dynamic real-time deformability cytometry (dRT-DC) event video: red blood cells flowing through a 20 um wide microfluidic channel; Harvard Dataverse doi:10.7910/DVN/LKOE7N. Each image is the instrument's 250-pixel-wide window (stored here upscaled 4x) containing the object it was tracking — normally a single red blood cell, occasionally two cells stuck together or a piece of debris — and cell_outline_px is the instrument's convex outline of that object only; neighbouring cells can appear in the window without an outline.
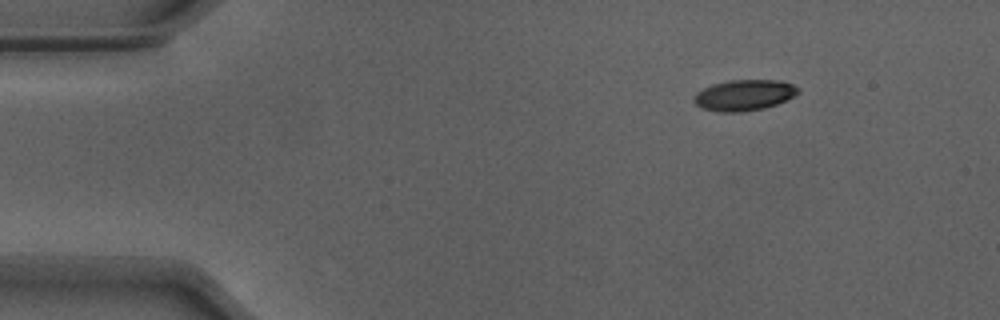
{"species": "Egyptian fruit bat (a non-hibernating species)", "species_latin": "Rousettus aegyptiacus", "temperature_condition": "warm", "stored_images_in_passage": 7, "camera_frame_rate_fps": 3000, "um_per_image_px": 0.085, "animal": {"sex": "male"}, "frame": {"image": 1, "passage_image": 1, "time_ms": 0.0, "image_size_px": [1000, 320], "cell_outline_px": [[800, 92], [776, 104], [764, 108], [740, 112], [720, 112], [700, 108], [692, 100], [692, 96], [696, 92], [712, 84], [728, 80], [776, 80], [792, 84], [800, 88]], "centroid_in_image_um": [63.2, 8.09], "position_along_channel_um": 21.8, "area_um2": 18.79}}